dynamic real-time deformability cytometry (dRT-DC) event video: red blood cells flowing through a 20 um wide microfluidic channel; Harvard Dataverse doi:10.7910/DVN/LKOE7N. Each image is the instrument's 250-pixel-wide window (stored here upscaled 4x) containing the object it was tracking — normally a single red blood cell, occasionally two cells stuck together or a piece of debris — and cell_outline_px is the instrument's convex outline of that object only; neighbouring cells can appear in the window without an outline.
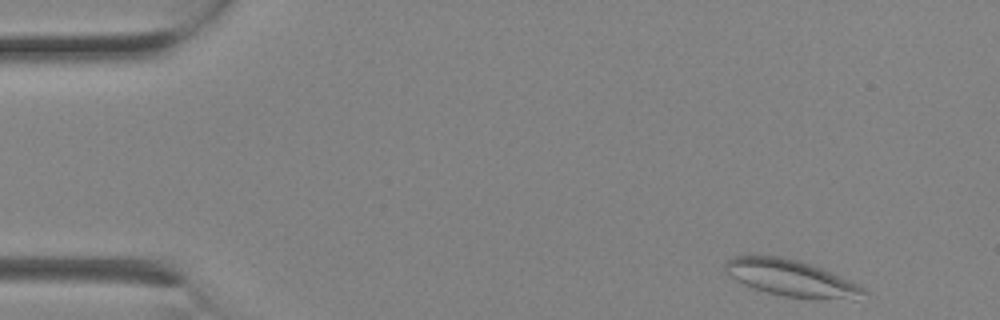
{"species": "Egyptian fruit bat (a non-hibernating species)", "species_latin": "Rousettus aegyptiacus", "temperature_condition": "room temperature", "stored_images_in_passage": 7, "camera_frame_rate_fps": 3000, "um_per_image_px": 0.085, "animal": {"sex": "female"}, "frame": {"image": 1, "passage_image": 1, "time_ms": 0.0, "image_size_px": [1000, 320], "cell_outline_px": [[868, 292], [856, 300], [784, 296], [768, 292], [744, 284], [728, 276], [724, 272], [724, 264], [732, 256], [740, 252], [780, 256], [796, 260], [820, 268], [860, 284]], "centroid_in_image_um": [67.17, 23.59], "position_along_channel_um": 17.8, "area_um2": 29.77}}